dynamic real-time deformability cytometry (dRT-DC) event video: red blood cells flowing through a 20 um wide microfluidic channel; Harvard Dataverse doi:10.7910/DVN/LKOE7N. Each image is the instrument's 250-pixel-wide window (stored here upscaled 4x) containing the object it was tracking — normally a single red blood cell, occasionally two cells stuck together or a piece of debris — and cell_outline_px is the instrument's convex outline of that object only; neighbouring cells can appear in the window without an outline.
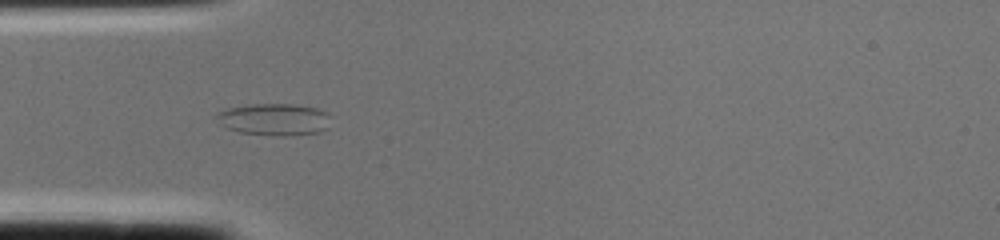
{"species": "common noctule bat (a hibernating species)", "species_latin": "Nyctalus noctula", "temperature_condition": "cold", "stored_images_in_passage": 1, "camera_frame_rate_fps": 3000, "um_per_image_px": 0.085, "animal": {"sex": "female", "body_mass_g": 22.0, "forearm_length_mm": 56.7}, "frame": {"image": 1, "passage_image": 1, "time_ms": 0.0, "image_size_px": [1000, 240], "cell_outline_px": [[328, 128], [320, 132], [288, 136], [276, 136], [240, 132], [228, 128], [220, 124], [212, 116], [216, 112], [228, 108], [248, 104], [292, 104], [316, 108], [324, 112], [328, 116]], "centroid_in_image_um": [23.24, 10.15], "position_along_channel_um": 61.8, "area_um2": 21.39}}